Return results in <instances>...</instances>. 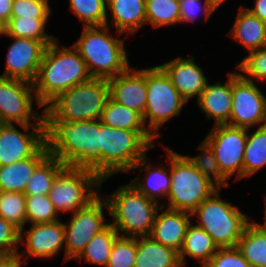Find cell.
<instances>
[{"label": "cell", "instance_id": "obj_1", "mask_svg": "<svg viewBox=\"0 0 266 267\" xmlns=\"http://www.w3.org/2000/svg\"><path fill=\"white\" fill-rule=\"evenodd\" d=\"M45 145L65 166L87 168L101 179V122L58 120L44 108Z\"/></svg>", "mask_w": 266, "mask_h": 267}, {"label": "cell", "instance_id": "obj_2", "mask_svg": "<svg viewBox=\"0 0 266 267\" xmlns=\"http://www.w3.org/2000/svg\"><path fill=\"white\" fill-rule=\"evenodd\" d=\"M58 39L47 46L33 82L37 100L44 108L61 92L92 78L78 51L72 45H61Z\"/></svg>", "mask_w": 266, "mask_h": 267}, {"label": "cell", "instance_id": "obj_3", "mask_svg": "<svg viewBox=\"0 0 266 267\" xmlns=\"http://www.w3.org/2000/svg\"><path fill=\"white\" fill-rule=\"evenodd\" d=\"M111 29L106 25L83 27L80 37L72 44L92 78L110 79L130 66L125 38L120 39L124 34Z\"/></svg>", "mask_w": 266, "mask_h": 267}, {"label": "cell", "instance_id": "obj_4", "mask_svg": "<svg viewBox=\"0 0 266 267\" xmlns=\"http://www.w3.org/2000/svg\"><path fill=\"white\" fill-rule=\"evenodd\" d=\"M103 197L109 206V222L120 236L137 238L150 235L160 204L142 194L131 182Z\"/></svg>", "mask_w": 266, "mask_h": 267}, {"label": "cell", "instance_id": "obj_5", "mask_svg": "<svg viewBox=\"0 0 266 267\" xmlns=\"http://www.w3.org/2000/svg\"><path fill=\"white\" fill-rule=\"evenodd\" d=\"M217 189L191 214L219 248L235 247L251 219L240 207L221 198Z\"/></svg>", "mask_w": 266, "mask_h": 267}, {"label": "cell", "instance_id": "obj_6", "mask_svg": "<svg viewBox=\"0 0 266 267\" xmlns=\"http://www.w3.org/2000/svg\"><path fill=\"white\" fill-rule=\"evenodd\" d=\"M170 191L163 207L192 214L218 188L183 154L170 149Z\"/></svg>", "mask_w": 266, "mask_h": 267}, {"label": "cell", "instance_id": "obj_7", "mask_svg": "<svg viewBox=\"0 0 266 267\" xmlns=\"http://www.w3.org/2000/svg\"><path fill=\"white\" fill-rule=\"evenodd\" d=\"M153 147L137 132L101 123V182L129 172Z\"/></svg>", "mask_w": 266, "mask_h": 267}, {"label": "cell", "instance_id": "obj_8", "mask_svg": "<svg viewBox=\"0 0 266 267\" xmlns=\"http://www.w3.org/2000/svg\"><path fill=\"white\" fill-rule=\"evenodd\" d=\"M109 99L108 79L91 78L61 92L46 108L66 122L99 120Z\"/></svg>", "mask_w": 266, "mask_h": 267}, {"label": "cell", "instance_id": "obj_9", "mask_svg": "<svg viewBox=\"0 0 266 267\" xmlns=\"http://www.w3.org/2000/svg\"><path fill=\"white\" fill-rule=\"evenodd\" d=\"M146 86L143 121L148 131L159 139L162 136L160 128L170 119L178 117L187 102L159 65L146 68Z\"/></svg>", "mask_w": 266, "mask_h": 267}, {"label": "cell", "instance_id": "obj_10", "mask_svg": "<svg viewBox=\"0 0 266 267\" xmlns=\"http://www.w3.org/2000/svg\"><path fill=\"white\" fill-rule=\"evenodd\" d=\"M100 182L90 169L65 166L54 179L48 196L60 216L72 214L100 194Z\"/></svg>", "mask_w": 266, "mask_h": 267}, {"label": "cell", "instance_id": "obj_11", "mask_svg": "<svg viewBox=\"0 0 266 267\" xmlns=\"http://www.w3.org/2000/svg\"><path fill=\"white\" fill-rule=\"evenodd\" d=\"M43 110L32 83L0 76V124H44Z\"/></svg>", "mask_w": 266, "mask_h": 267}, {"label": "cell", "instance_id": "obj_12", "mask_svg": "<svg viewBox=\"0 0 266 267\" xmlns=\"http://www.w3.org/2000/svg\"><path fill=\"white\" fill-rule=\"evenodd\" d=\"M104 210L109 206L101 193L86 207L71 214L69 222L64 223V263L75 260L88 242L110 222H106Z\"/></svg>", "mask_w": 266, "mask_h": 267}, {"label": "cell", "instance_id": "obj_13", "mask_svg": "<svg viewBox=\"0 0 266 267\" xmlns=\"http://www.w3.org/2000/svg\"><path fill=\"white\" fill-rule=\"evenodd\" d=\"M248 129L228 124L213 125L205 140L211 145L221 173L229 180L243 179V157Z\"/></svg>", "mask_w": 266, "mask_h": 267}, {"label": "cell", "instance_id": "obj_14", "mask_svg": "<svg viewBox=\"0 0 266 267\" xmlns=\"http://www.w3.org/2000/svg\"><path fill=\"white\" fill-rule=\"evenodd\" d=\"M227 124L247 129L266 125V94L237 70L232 71V109Z\"/></svg>", "mask_w": 266, "mask_h": 267}, {"label": "cell", "instance_id": "obj_15", "mask_svg": "<svg viewBox=\"0 0 266 267\" xmlns=\"http://www.w3.org/2000/svg\"><path fill=\"white\" fill-rule=\"evenodd\" d=\"M0 124V166L33 157L45 145L44 124Z\"/></svg>", "mask_w": 266, "mask_h": 267}, {"label": "cell", "instance_id": "obj_16", "mask_svg": "<svg viewBox=\"0 0 266 267\" xmlns=\"http://www.w3.org/2000/svg\"><path fill=\"white\" fill-rule=\"evenodd\" d=\"M29 230H20L19 244L25 246L24 253L18 252V257L28 265L31 257L50 259L55 258L65 248L64 223L56 220L49 223L30 224ZM63 248V249H62ZM24 258V260H22Z\"/></svg>", "mask_w": 266, "mask_h": 267}, {"label": "cell", "instance_id": "obj_17", "mask_svg": "<svg viewBox=\"0 0 266 267\" xmlns=\"http://www.w3.org/2000/svg\"><path fill=\"white\" fill-rule=\"evenodd\" d=\"M11 38L13 42L6 52V67L0 76L33 84L47 46L34 39Z\"/></svg>", "mask_w": 266, "mask_h": 267}, {"label": "cell", "instance_id": "obj_18", "mask_svg": "<svg viewBox=\"0 0 266 267\" xmlns=\"http://www.w3.org/2000/svg\"><path fill=\"white\" fill-rule=\"evenodd\" d=\"M109 97L140 113L142 116L147 102L146 68L131 65L121 74L108 79Z\"/></svg>", "mask_w": 266, "mask_h": 267}, {"label": "cell", "instance_id": "obj_19", "mask_svg": "<svg viewBox=\"0 0 266 267\" xmlns=\"http://www.w3.org/2000/svg\"><path fill=\"white\" fill-rule=\"evenodd\" d=\"M170 78L173 86L188 103L192 98L200 97L209 81L202 67L195 62L194 56H177L171 61L158 64ZM206 76V77H205Z\"/></svg>", "mask_w": 266, "mask_h": 267}, {"label": "cell", "instance_id": "obj_20", "mask_svg": "<svg viewBox=\"0 0 266 267\" xmlns=\"http://www.w3.org/2000/svg\"><path fill=\"white\" fill-rule=\"evenodd\" d=\"M163 147L167 152V158H165V160H168L167 166L162 163H153L152 165L151 161H149V158L147 157L148 154H146L130 170V172L138 170V174L135 179L133 181L131 179V184H133L142 194L160 205H162V198L166 200L170 191L171 183L170 147L166 145H163ZM143 171H146L144 172L146 174L144 176V180L140 176Z\"/></svg>", "mask_w": 266, "mask_h": 267}, {"label": "cell", "instance_id": "obj_21", "mask_svg": "<svg viewBox=\"0 0 266 267\" xmlns=\"http://www.w3.org/2000/svg\"><path fill=\"white\" fill-rule=\"evenodd\" d=\"M164 208L165 210H163ZM191 218L190 213L161 205L156 212L149 236L164 246L171 247L179 252L182 248L188 225L193 221Z\"/></svg>", "mask_w": 266, "mask_h": 267}, {"label": "cell", "instance_id": "obj_22", "mask_svg": "<svg viewBox=\"0 0 266 267\" xmlns=\"http://www.w3.org/2000/svg\"><path fill=\"white\" fill-rule=\"evenodd\" d=\"M225 83L216 81L207 83L197 99L199 109L205 113L207 120H214V125L227 124L232 109V72L227 74Z\"/></svg>", "mask_w": 266, "mask_h": 267}, {"label": "cell", "instance_id": "obj_23", "mask_svg": "<svg viewBox=\"0 0 266 267\" xmlns=\"http://www.w3.org/2000/svg\"><path fill=\"white\" fill-rule=\"evenodd\" d=\"M145 3L146 0H107L106 26L111 19L110 28L115 27V31L127 36L134 35L147 25Z\"/></svg>", "mask_w": 266, "mask_h": 267}, {"label": "cell", "instance_id": "obj_24", "mask_svg": "<svg viewBox=\"0 0 266 267\" xmlns=\"http://www.w3.org/2000/svg\"><path fill=\"white\" fill-rule=\"evenodd\" d=\"M228 35L245 47V52H252L266 46V23L251 14L241 5Z\"/></svg>", "mask_w": 266, "mask_h": 267}, {"label": "cell", "instance_id": "obj_25", "mask_svg": "<svg viewBox=\"0 0 266 267\" xmlns=\"http://www.w3.org/2000/svg\"><path fill=\"white\" fill-rule=\"evenodd\" d=\"M99 120L113 128L137 131L153 148L160 146L161 142L156 143L157 139L146 128L143 116L140 113L113 101L110 97Z\"/></svg>", "mask_w": 266, "mask_h": 267}, {"label": "cell", "instance_id": "obj_26", "mask_svg": "<svg viewBox=\"0 0 266 267\" xmlns=\"http://www.w3.org/2000/svg\"><path fill=\"white\" fill-rule=\"evenodd\" d=\"M49 154L44 145L33 157L0 166V191L24 193L36 166Z\"/></svg>", "mask_w": 266, "mask_h": 267}, {"label": "cell", "instance_id": "obj_27", "mask_svg": "<svg viewBox=\"0 0 266 267\" xmlns=\"http://www.w3.org/2000/svg\"><path fill=\"white\" fill-rule=\"evenodd\" d=\"M218 248L213 238L202 227L196 225L195 221H191L179 251L181 265L187 266V258L191 257L204 267Z\"/></svg>", "mask_w": 266, "mask_h": 267}, {"label": "cell", "instance_id": "obj_28", "mask_svg": "<svg viewBox=\"0 0 266 267\" xmlns=\"http://www.w3.org/2000/svg\"><path fill=\"white\" fill-rule=\"evenodd\" d=\"M134 267H181L179 252L153 240L150 236L137 237Z\"/></svg>", "mask_w": 266, "mask_h": 267}, {"label": "cell", "instance_id": "obj_29", "mask_svg": "<svg viewBox=\"0 0 266 267\" xmlns=\"http://www.w3.org/2000/svg\"><path fill=\"white\" fill-rule=\"evenodd\" d=\"M119 236L118 231L109 223L88 242L75 260L106 267L112 246Z\"/></svg>", "mask_w": 266, "mask_h": 267}, {"label": "cell", "instance_id": "obj_30", "mask_svg": "<svg viewBox=\"0 0 266 267\" xmlns=\"http://www.w3.org/2000/svg\"><path fill=\"white\" fill-rule=\"evenodd\" d=\"M236 246L252 267H266V231L258 228L252 221Z\"/></svg>", "mask_w": 266, "mask_h": 267}, {"label": "cell", "instance_id": "obj_31", "mask_svg": "<svg viewBox=\"0 0 266 267\" xmlns=\"http://www.w3.org/2000/svg\"><path fill=\"white\" fill-rule=\"evenodd\" d=\"M248 129L243 157V178L251 177L266 167V125Z\"/></svg>", "mask_w": 266, "mask_h": 267}, {"label": "cell", "instance_id": "obj_32", "mask_svg": "<svg viewBox=\"0 0 266 267\" xmlns=\"http://www.w3.org/2000/svg\"><path fill=\"white\" fill-rule=\"evenodd\" d=\"M65 165L52 154H48L35 168L24 191L25 196L48 194L54 179Z\"/></svg>", "mask_w": 266, "mask_h": 267}, {"label": "cell", "instance_id": "obj_33", "mask_svg": "<svg viewBox=\"0 0 266 267\" xmlns=\"http://www.w3.org/2000/svg\"><path fill=\"white\" fill-rule=\"evenodd\" d=\"M48 19L11 17L7 23V37L34 39L49 46L57 37L46 32Z\"/></svg>", "mask_w": 266, "mask_h": 267}, {"label": "cell", "instance_id": "obj_34", "mask_svg": "<svg viewBox=\"0 0 266 267\" xmlns=\"http://www.w3.org/2000/svg\"><path fill=\"white\" fill-rule=\"evenodd\" d=\"M179 0H146L147 24L153 28L180 24Z\"/></svg>", "mask_w": 266, "mask_h": 267}, {"label": "cell", "instance_id": "obj_35", "mask_svg": "<svg viewBox=\"0 0 266 267\" xmlns=\"http://www.w3.org/2000/svg\"><path fill=\"white\" fill-rule=\"evenodd\" d=\"M199 155H185L189 161L218 189L228 188L229 180L221 173L211 145L203 139L198 145Z\"/></svg>", "mask_w": 266, "mask_h": 267}, {"label": "cell", "instance_id": "obj_36", "mask_svg": "<svg viewBox=\"0 0 266 267\" xmlns=\"http://www.w3.org/2000/svg\"><path fill=\"white\" fill-rule=\"evenodd\" d=\"M69 10L84 27L106 25L107 0H69Z\"/></svg>", "mask_w": 266, "mask_h": 267}, {"label": "cell", "instance_id": "obj_37", "mask_svg": "<svg viewBox=\"0 0 266 267\" xmlns=\"http://www.w3.org/2000/svg\"><path fill=\"white\" fill-rule=\"evenodd\" d=\"M25 201L24 193L0 191V217L11 222L19 230L25 229Z\"/></svg>", "mask_w": 266, "mask_h": 267}, {"label": "cell", "instance_id": "obj_38", "mask_svg": "<svg viewBox=\"0 0 266 267\" xmlns=\"http://www.w3.org/2000/svg\"><path fill=\"white\" fill-rule=\"evenodd\" d=\"M25 209L27 224L49 223L60 219L48 194L26 196Z\"/></svg>", "mask_w": 266, "mask_h": 267}, {"label": "cell", "instance_id": "obj_39", "mask_svg": "<svg viewBox=\"0 0 266 267\" xmlns=\"http://www.w3.org/2000/svg\"><path fill=\"white\" fill-rule=\"evenodd\" d=\"M235 63V70L246 79L253 82L266 81V46L249 52L242 61Z\"/></svg>", "mask_w": 266, "mask_h": 267}, {"label": "cell", "instance_id": "obj_40", "mask_svg": "<svg viewBox=\"0 0 266 267\" xmlns=\"http://www.w3.org/2000/svg\"><path fill=\"white\" fill-rule=\"evenodd\" d=\"M136 253V238L119 236L112 246L106 267H134Z\"/></svg>", "mask_w": 266, "mask_h": 267}, {"label": "cell", "instance_id": "obj_41", "mask_svg": "<svg viewBox=\"0 0 266 267\" xmlns=\"http://www.w3.org/2000/svg\"><path fill=\"white\" fill-rule=\"evenodd\" d=\"M180 1V24L193 23L203 15L205 22L218 10L212 0H179Z\"/></svg>", "mask_w": 266, "mask_h": 267}, {"label": "cell", "instance_id": "obj_42", "mask_svg": "<svg viewBox=\"0 0 266 267\" xmlns=\"http://www.w3.org/2000/svg\"><path fill=\"white\" fill-rule=\"evenodd\" d=\"M51 13L49 0H14L11 17L49 18Z\"/></svg>", "mask_w": 266, "mask_h": 267}, {"label": "cell", "instance_id": "obj_43", "mask_svg": "<svg viewBox=\"0 0 266 267\" xmlns=\"http://www.w3.org/2000/svg\"><path fill=\"white\" fill-rule=\"evenodd\" d=\"M204 267H252L235 247L218 248Z\"/></svg>", "mask_w": 266, "mask_h": 267}, {"label": "cell", "instance_id": "obj_44", "mask_svg": "<svg viewBox=\"0 0 266 267\" xmlns=\"http://www.w3.org/2000/svg\"><path fill=\"white\" fill-rule=\"evenodd\" d=\"M20 230L0 217V254L16 255L19 252Z\"/></svg>", "mask_w": 266, "mask_h": 267}, {"label": "cell", "instance_id": "obj_45", "mask_svg": "<svg viewBox=\"0 0 266 267\" xmlns=\"http://www.w3.org/2000/svg\"><path fill=\"white\" fill-rule=\"evenodd\" d=\"M253 5L254 7H246L245 5L244 8L266 23V0H255Z\"/></svg>", "mask_w": 266, "mask_h": 267}, {"label": "cell", "instance_id": "obj_46", "mask_svg": "<svg viewBox=\"0 0 266 267\" xmlns=\"http://www.w3.org/2000/svg\"><path fill=\"white\" fill-rule=\"evenodd\" d=\"M22 263L18 254H0V267H22Z\"/></svg>", "mask_w": 266, "mask_h": 267}, {"label": "cell", "instance_id": "obj_47", "mask_svg": "<svg viewBox=\"0 0 266 267\" xmlns=\"http://www.w3.org/2000/svg\"><path fill=\"white\" fill-rule=\"evenodd\" d=\"M14 0H0V19L8 23L11 18Z\"/></svg>", "mask_w": 266, "mask_h": 267}, {"label": "cell", "instance_id": "obj_48", "mask_svg": "<svg viewBox=\"0 0 266 267\" xmlns=\"http://www.w3.org/2000/svg\"><path fill=\"white\" fill-rule=\"evenodd\" d=\"M264 220H263V223H259V222H256V221H253V220H251L252 222H253V224H255L258 228H260V229H262V230H264V231H266V194H265V196H264Z\"/></svg>", "mask_w": 266, "mask_h": 267}, {"label": "cell", "instance_id": "obj_49", "mask_svg": "<svg viewBox=\"0 0 266 267\" xmlns=\"http://www.w3.org/2000/svg\"><path fill=\"white\" fill-rule=\"evenodd\" d=\"M1 36H7V23L2 19H0V37Z\"/></svg>", "mask_w": 266, "mask_h": 267}, {"label": "cell", "instance_id": "obj_50", "mask_svg": "<svg viewBox=\"0 0 266 267\" xmlns=\"http://www.w3.org/2000/svg\"><path fill=\"white\" fill-rule=\"evenodd\" d=\"M227 0H212L214 6L218 9Z\"/></svg>", "mask_w": 266, "mask_h": 267}]
</instances>
